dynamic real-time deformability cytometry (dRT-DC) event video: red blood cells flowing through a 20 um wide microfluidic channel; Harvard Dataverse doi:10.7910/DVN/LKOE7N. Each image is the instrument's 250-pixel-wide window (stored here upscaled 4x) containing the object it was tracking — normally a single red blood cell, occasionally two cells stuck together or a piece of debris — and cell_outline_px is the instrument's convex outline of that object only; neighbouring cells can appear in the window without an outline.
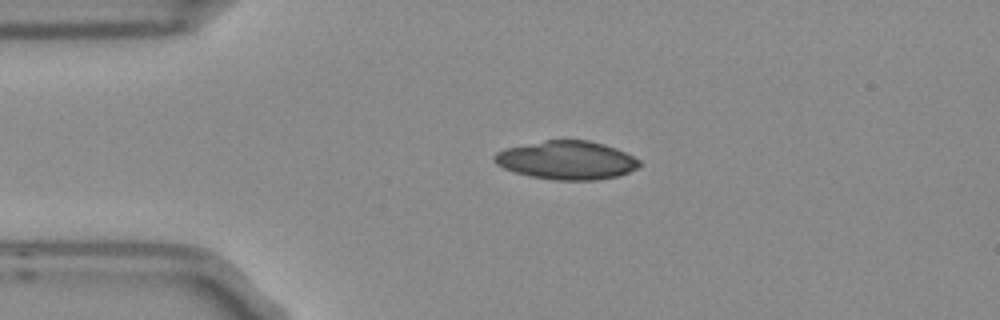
{"species": "Egyptian fruit bat (a non-hibernating species)", "species_latin": "Rousettus aegyptiacus", "temperature_condition": "room temperature", "stored_images_in_passage": 3, "camera_frame_rate_fps": 3000, "um_per_image_px": 0.085, "frame": {"image": 1, "passage_image": 1, "time_ms": 0.0, "image_size_px": [1000, 320], "cell_outline_px": [[640, 164], [636, 168], [628, 172], [616, 176], [596, 180], [556, 180], [528, 176], [504, 168], [496, 164], [492, 160], [492, 156], [496, 152], [504, 148], [544, 140], [588, 140], [604, 144], [616, 148], [640, 160]], "centroid_in_image_um": [48.12, 13.61], "position_along_channel_um": 36.9, "area_um2": 32.54}}
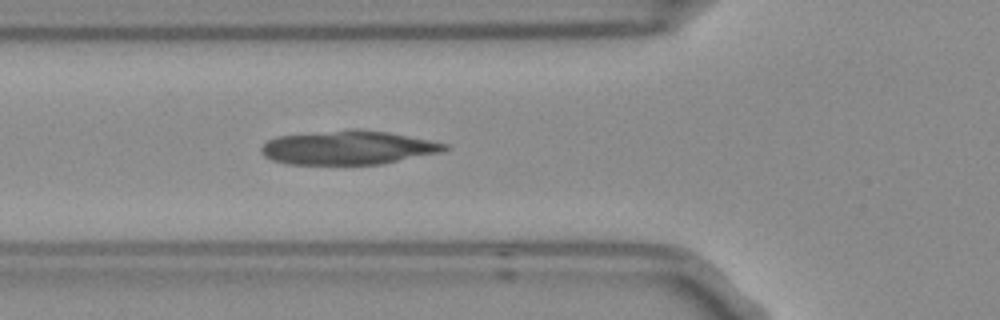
{"frame": {"image": 2, "passage_image": 3, "time_ms": 0.667, "image_size_px": [1000, 320], "cell_outline_px": [[452, 148], [440, 152], [380, 164], [288, 164], [272, 160], [264, 156], [260, 152], [260, 148], [268, 140], [276, 136], [348, 128], [356, 128], [388, 132], [448, 144]], "centroid_in_image_um": [29.55, 12.53], "position_along_channel_um": 96.2, "area_um2": 36.36}}